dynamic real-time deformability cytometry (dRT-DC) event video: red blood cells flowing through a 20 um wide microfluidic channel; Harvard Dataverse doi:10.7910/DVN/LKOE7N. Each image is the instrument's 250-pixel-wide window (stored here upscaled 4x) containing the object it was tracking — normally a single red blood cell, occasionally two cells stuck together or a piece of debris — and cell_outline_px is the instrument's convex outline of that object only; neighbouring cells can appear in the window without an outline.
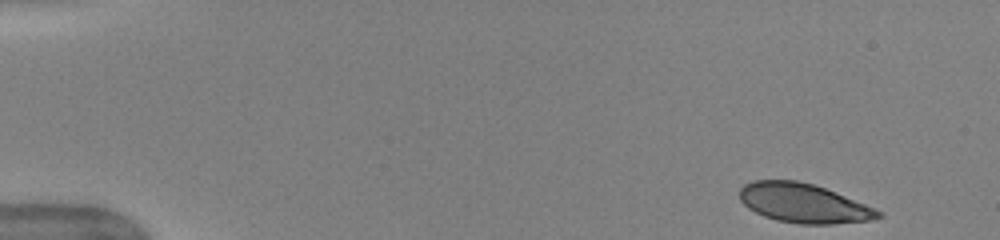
{"species": "human", "species_latin": "Homo sapiens", "temperature_condition": "warm", "stored_images_in_passage": 48, "camera_frame_rate_fps": 3000, "um_per_image_px": 0.085, "donor": {"sex": "female"}, "frame": {"image": 1, "passage_image": 1, "time_ms": 0.0, "image_size_px": [1000, 240], "cell_outline_px": [[884, 216], [872, 220], [832, 224], [800, 224], [776, 220], [764, 216], [748, 208], [740, 200], [740, 188], [744, 184], [756, 180], [796, 180], [812, 184], [824, 188], [876, 208]], "centroid_in_image_um": [68.3, 17.28], "position_along_channel_um": 16.7, "area_um2": 31.56}}
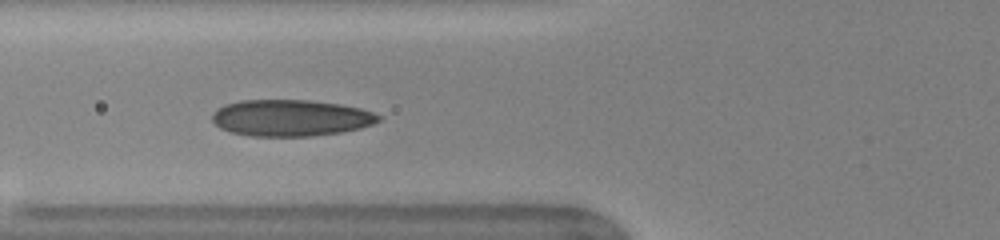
{"frame": {"image": 2, "passage_image": 17, "time_ms": 5.333, "image_size_px": [1000, 240], "cell_outline_px": [[380, 120], [372, 124], [360, 128], [340, 132], [312, 136], [252, 136], [232, 132], [220, 128], [212, 120], [212, 112], [216, 108], [224, 104], [240, 100], [308, 100], [340, 104], [360, 108], [372, 112], [380, 116]], "centroid_in_image_um": [24.67, 10.01], "position_along_channel_um": 101.1, "area_um2": 35.37}}
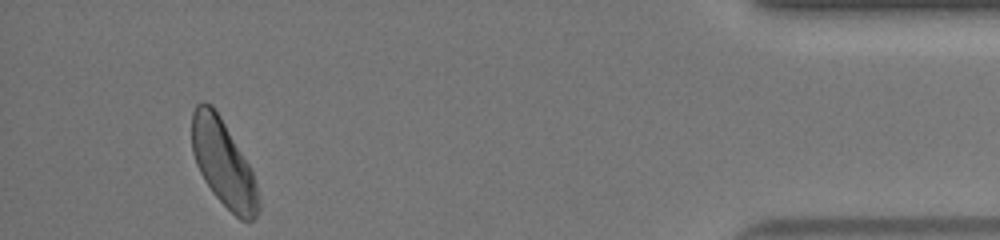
{"frame": {"image": 3, "passage_image": 45, "time_ms": 14.667, "image_size_px": [1000, 240], "cell_outline_px": [[260, 212], [252, 220], [240, 220], [212, 192], [204, 180], [196, 164], [192, 152], [192, 112], [196, 104], [204, 100], [212, 104], [220, 116], [248, 164], [252, 172], [256, 184], [260, 204]], "centroid_in_image_um": [18.97, 13.86], "position_along_channel_um": 416.2, "area_um2": 33.29}, "authors_computed_cell_mechanics": {"area_um2": 33.9864, "velocity_mm_per_s": 3.967, "shape_relaxation_time_tau1_ms": 3.6661, "shape_relaxation_time_tau2_ms": 1.0786, "deformation_change_tau1": 0.1282, "deformation_change_tau2": 0.0613}}